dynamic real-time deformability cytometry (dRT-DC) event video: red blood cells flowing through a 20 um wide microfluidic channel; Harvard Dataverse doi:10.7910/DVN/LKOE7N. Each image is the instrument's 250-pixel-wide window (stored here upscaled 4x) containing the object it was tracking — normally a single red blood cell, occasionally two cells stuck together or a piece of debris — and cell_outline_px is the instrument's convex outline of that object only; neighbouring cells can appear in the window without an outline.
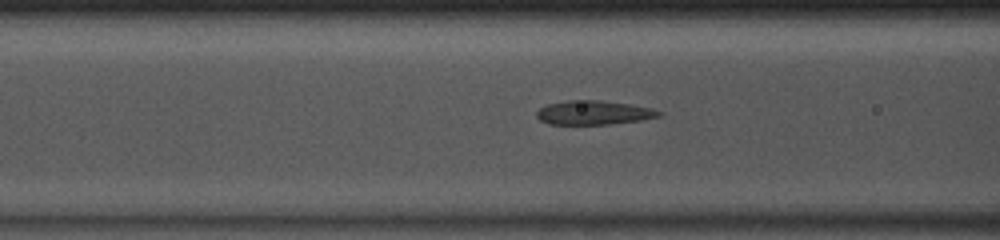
{"species": "common noctule bat (a hibernating species)", "species_latin": "Nyctalus noctula", "temperature_condition": "room temperature", "stored_images_in_passage": 31, "camera_frame_rate_fps": 3000, "um_per_image_px": 0.085, "animal": {"sex": "male", "body_mass_g": 13.0, "forearm_length_mm": 53.1}, "frame": {"image": 1, "passage_image": 5, "time_ms": 1.333, "image_size_px": [1000, 240], "cell_outline_px": [[664, 112], [660, 116], [644, 120], [608, 124], [548, 124], [540, 120], [536, 116], [536, 112], [540, 108], [548, 104], [568, 100], [600, 100], [628, 104], [652, 108]], "centroid_in_image_um": [50.48, 9.58], "position_along_channel_um": 116.1, "area_um2": 17.17}}
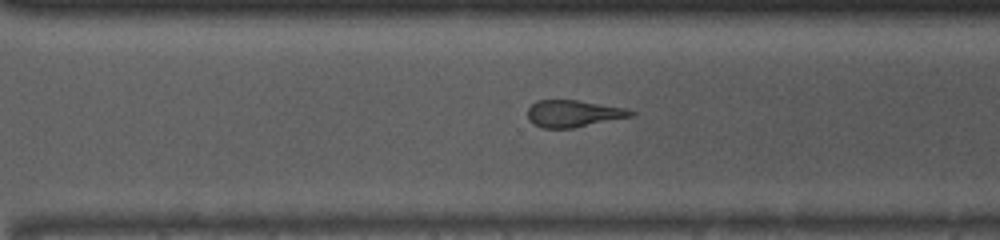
{"frame": {"image": 2, "passage_image": 20, "time_ms": 6.333, "image_size_px": [1000, 240], "cell_outline_px": [[636, 116], [572, 128], [540, 128], [532, 124], [528, 120], [528, 108], [536, 100], [576, 100], [624, 108], [636, 112]], "centroid_in_image_um": [48.73, 9.66], "position_along_channel_um": 321.9, "area_um2": 16.3}}
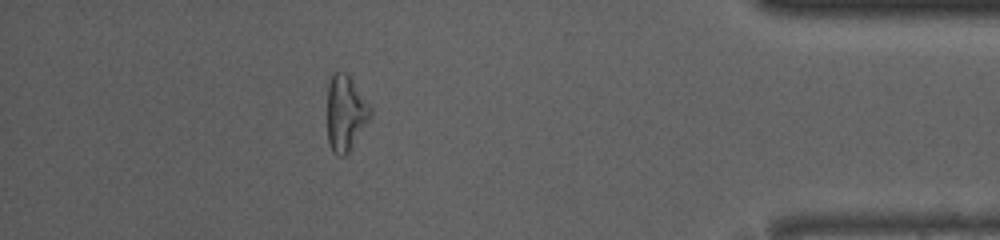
{"frame": {"image": 3, "passage_image": 29, "time_ms": 9.333, "image_size_px": [1000, 240], "cell_outline_px": [[372, 116], [348, 152], [344, 156], [336, 156], [332, 152], [328, 144], [328, 84], [332, 72], [348, 72], [352, 76], [372, 108]], "centroid_in_image_um": [29.38, 9.57], "position_along_channel_um": 405.8, "area_um2": 19.42}}